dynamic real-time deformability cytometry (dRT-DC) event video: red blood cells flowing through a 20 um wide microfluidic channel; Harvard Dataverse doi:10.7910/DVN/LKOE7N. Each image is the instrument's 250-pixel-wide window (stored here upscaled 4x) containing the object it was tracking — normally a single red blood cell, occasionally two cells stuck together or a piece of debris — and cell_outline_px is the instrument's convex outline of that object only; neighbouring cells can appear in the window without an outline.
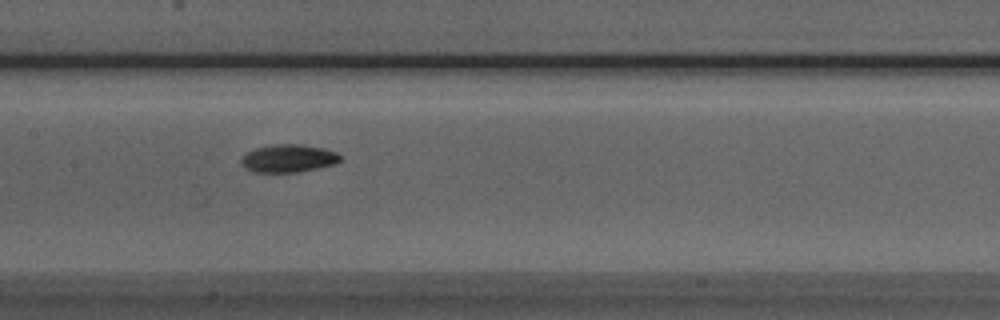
{"species": "Egyptian fruit bat (a non-hibernating species)", "species_latin": "Rousettus aegyptiacus", "temperature_condition": "room temperature", "stored_images_in_passage": 26, "camera_frame_rate_fps": 3000, "um_per_image_px": 0.085, "animal": {"sex": "male"}, "frame": {"image": 1, "passage_image": 25, "time_ms": 8.0, "image_size_px": [1000, 320], "cell_outline_px": [[340, 160], [336, 164], [296, 172], [252, 172], [240, 164], [240, 160], [248, 152], [256, 148], [276, 144], [300, 144], [324, 148], [336, 152], [340, 156]], "centroid_in_image_um": [24.51, 13.46], "position_along_channel_um": 182.9, "area_um2": 15.95}}